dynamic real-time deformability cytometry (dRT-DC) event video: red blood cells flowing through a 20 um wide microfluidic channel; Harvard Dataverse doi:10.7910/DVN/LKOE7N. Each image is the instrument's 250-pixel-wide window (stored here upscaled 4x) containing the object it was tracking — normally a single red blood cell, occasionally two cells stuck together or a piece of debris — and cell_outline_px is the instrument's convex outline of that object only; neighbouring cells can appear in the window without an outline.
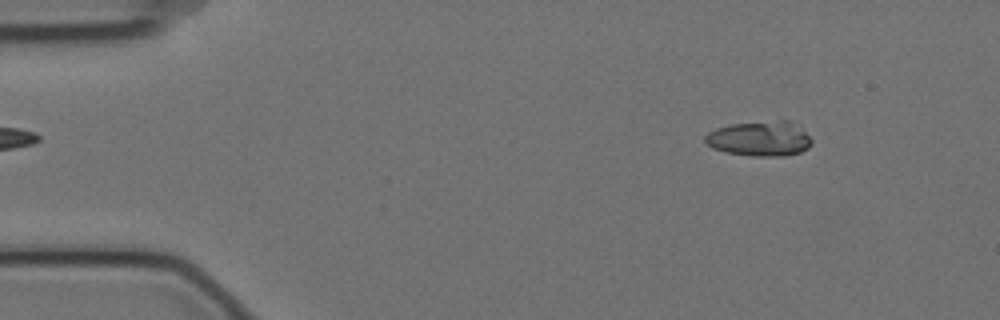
{"species": "Egyptian fruit bat (a non-hibernating species)", "species_latin": "Rousettus aegyptiacus", "temperature_condition": "cold", "stored_images_in_passage": 10, "camera_frame_rate_fps": 3000, "um_per_image_px": 0.085, "animal": {"sex": "female"}, "frame": {"image": 1, "passage_image": 2, "time_ms": 0.333, "image_size_px": [1000, 320], "cell_outline_px": [[812, 144], [808, 148], [800, 152], [784, 156], [752, 156], [728, 152], [712, 148], [704, 140], [704, 136], [708, 132], [716, 128], [732, 124], [780, 120], [788, 120], [804, 132], [812, 140]], "centroid_in_image_um": [64.56, 11.79], "position_along_channel_um": 20.4, "area_um2": 21.5}}
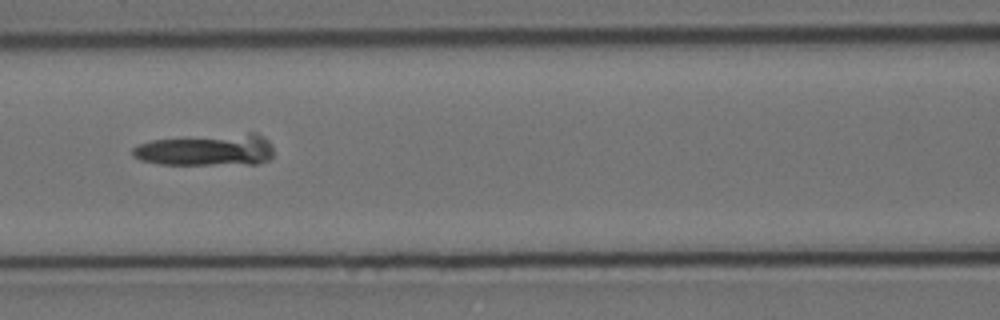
{"frame": {"image": 2, "passage_image": 7, "time_ms": 2.0, "image_size_px": [1000, 320], "cell_outline_px": [[272, 156], [268, 160], [256, 164], [160, 164], [140, 160], [132, 156], [132, 148], [140, 144], [152, 140], [248, 132], [256, 132], [264, 136], [272, 144]], "centroid_in_image_um": [17.59, 12.73], "position_along_channel_um": 149.0, "area_um2": 26.36}}
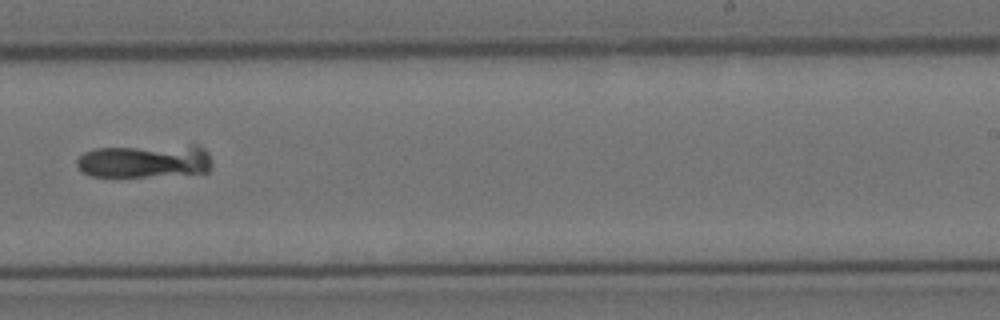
{"frame": {"image": 3, "passage_image": 10, "time_ms": 3.0, "image_size_px": [1000, 320], "cell_outline_px": [[212, 168], [208, 172], [144, 176], [88, 176], [80, 172], [76, 164], [76, 160], [84, 152], [96, 148], [192, 144], [200, 144], [208, 152], [212, 160]], "centroid_in_image_um": [12.33, 13.66], "position_along_channel_um": 276.7, "area_um2": 26.82}}